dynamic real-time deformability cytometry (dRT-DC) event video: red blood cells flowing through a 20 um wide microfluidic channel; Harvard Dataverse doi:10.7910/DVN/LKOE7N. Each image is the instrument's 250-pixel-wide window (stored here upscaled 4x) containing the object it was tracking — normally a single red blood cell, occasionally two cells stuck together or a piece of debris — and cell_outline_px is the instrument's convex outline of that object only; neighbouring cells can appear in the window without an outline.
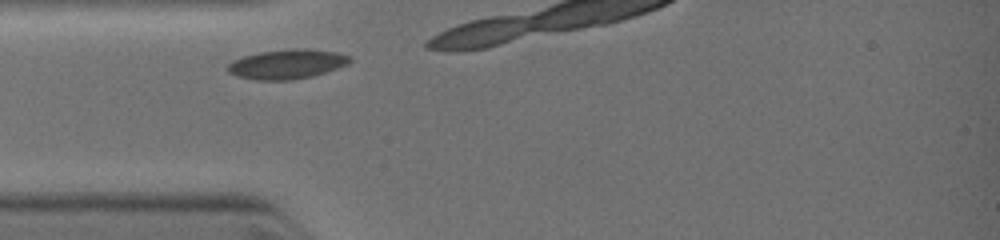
{"species": "common noctule bat (a hibernating species)", "species_latin": "Nyctalus noctula", "temperature_condition": "warm", "stored_images_in_passage": 5, "camera_frame_rate_fps": 3000, "um_per_image_px": 0.085, "animal": {"sex": "female", "body_mass_g": 19.0, "forearm_length_mm": 51.5}, "frame": {"image": 1, "passage_image": 1, "time_ms": 0.0, "image_size_px": [1000, 240], "cell_outline_px": [[352, 60], [348, 64], [312, 76], [292, 80], [256, 80], [236, 76], [228, 72], [228, 64], [232, 60], [244, 56], [260, 52], [292, 48], [308, 48], [336, 52], [352, 56]], "centroid_in_image_um": [24.4, 5.44], "position_along_channel_um": 60.6, "area_um2": 21.1}}